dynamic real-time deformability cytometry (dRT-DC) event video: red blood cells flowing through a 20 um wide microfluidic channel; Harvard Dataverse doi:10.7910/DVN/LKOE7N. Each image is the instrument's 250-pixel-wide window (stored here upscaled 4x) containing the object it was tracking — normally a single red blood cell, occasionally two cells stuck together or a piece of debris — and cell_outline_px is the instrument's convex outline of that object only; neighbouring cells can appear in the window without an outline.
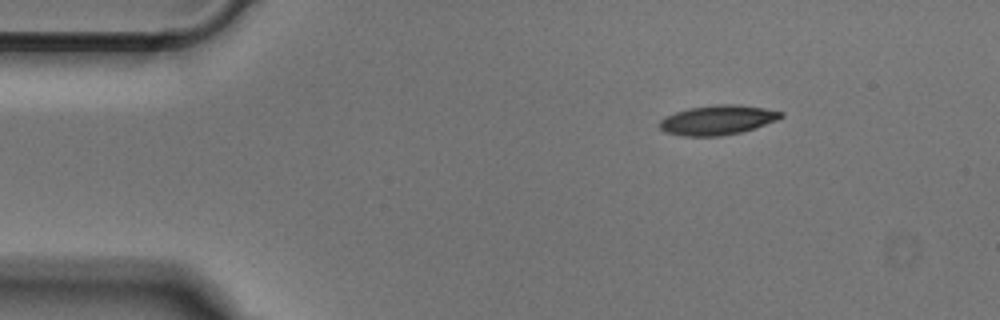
{"species": "Egyptian fruit bat (a non-hibernating species)", "species_latin": "Rousettus aegyptiacus", "temperature_condition": "cold", "stored_images_in_passage": 45, "camera_frame_rate_fps": 3000, "um_per_image_px": 0.085, "animal": {"sex": "male"}, "frame": {"image": 1, "passage_image": 1, "time_ms": 0.0, "image_size_px": [1000, 320], "cell_outline_px": [[784, 116], [776, 120], [756, 128], [740, 132], [720, 136], [684, 136], [664, 132], [660, 128], [660, 120], [664, 116], [688, 108], [716, 104], [736, 104], [764, 108], [784, 112]], "centroid_in_image_um": [60.99, 10.2], "position_along_channel_um": 24.0, "area_um2": 20.98}}
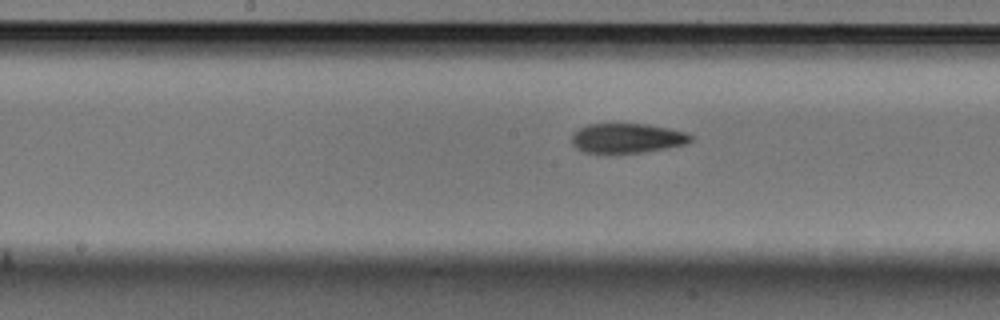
{"frame": {"image": 2, "passage_image": 19, "time_ms": 6.0, "image_size_px": [1000, 320], "cell_outline_px": [[692, 140], [688, 144], [668, 148], [640, 152], [608, 156], [584, 152], [576, 148], [572, 144], [572, 132], [588, 124], [648, 124], [668, 128], [684, 132], [692, 136]], "centroid_in_image_um": [53.25, 11.78], "position_along_channel_um": 194.9, "area_um2": 21.21}}
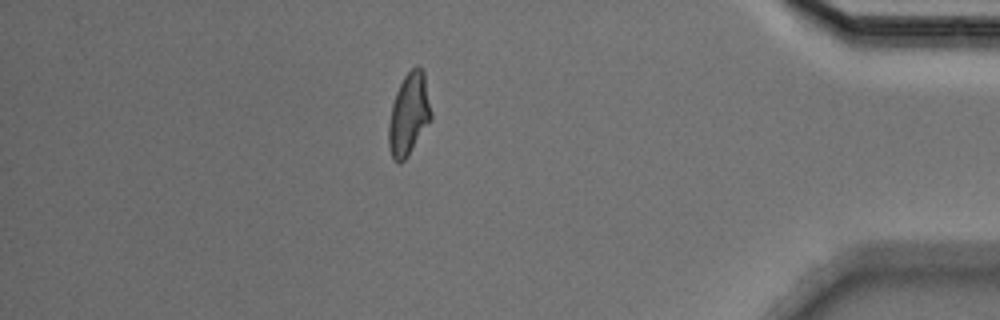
{"frame": {"image": 3, "passage_image": 38, "time_ms": 12.333, "image_size_px": [1000, 320], "cell_outline_px": [[432, 120], [408, 156], [400, 164], [392, 160], [388, 144], [388, 124], [392, 104], [396, 92], [404, 76], [416, 64], [424, 72], [432, 112]], "centroid_in_image_um": [34.76, 9.75], "position_along_channel_um": 400.4, "area_um2": 20.63}}